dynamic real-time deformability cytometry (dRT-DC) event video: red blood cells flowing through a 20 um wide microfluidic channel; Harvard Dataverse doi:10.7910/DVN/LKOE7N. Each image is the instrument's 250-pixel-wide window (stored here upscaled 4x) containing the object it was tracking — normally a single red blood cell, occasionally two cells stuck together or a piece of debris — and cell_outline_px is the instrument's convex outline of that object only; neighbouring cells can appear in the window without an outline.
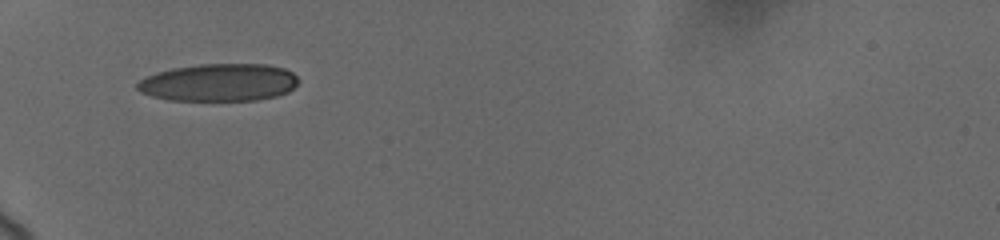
{"species": "human", "species_latin": "Homo sapiens", "temperature_condition": "cold", "stored_images_in_passage": 50, "camera_frame_rate_fps": 3000, "um_per_image_px": 0.085, "donor": {"sex": "female"}, "frame": {"image": 1, "passage_image": 1, "time_ms": 0.0, "image_size_px": [1000, 240], "cell_outline_px": [[300, 80], [288, 92], [276, 96], [256, 100], [168, 100], [152, 96], [140, 92], [136, 88], [136, 84], [140, 80], [156, 72], [172, 68], [200, 64], [268, 64], [284, 68], [292, 72]], "centroid_in_image_um": [18.61, 7.0], "position_along_channel_um": 66.4, "area_um2": 35.32}}
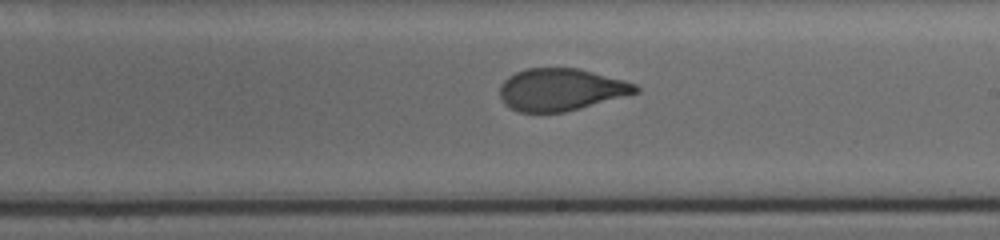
{"frame": {"image": 2, "passage_image": 19, "time_ms": 5.0, "image_size_px": [1000, 240], "cell_outline_px": [[640, 92], [580, 108], [564, 112], [520, 112], [508, 108], [504, 104], [500, 96], [500, 84], [508, 76], [516, 72], [528, 68], [580, 68], [624, 80], [636, 84], [640, 88]], "centroid_in_image_um": [47.67, 7.61], "position_along_channel_um": 241.3, "area_um2": 33.52}}
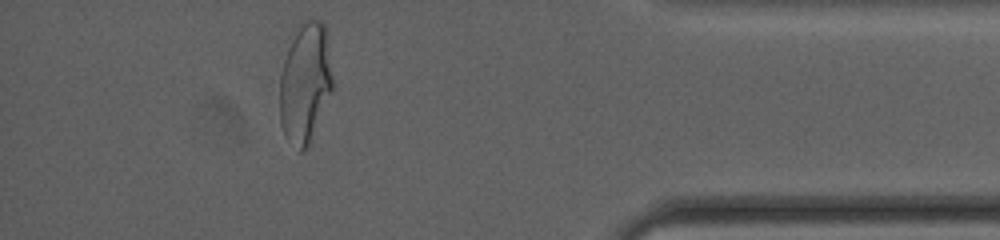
{"frame": {"image": 3, "passage_image": 44, "time_ms": 10.333, "image_size_px": [1000, 240], "cell_outline_px": [[332, 88], [312, 140], [300, 152], [284, 132], [280, 124], [280, 76], [284, 60], [288, 48], [300, 20], [320, 20], [324, 24], [328, 36], [332, 76]], "centroid_in_image_um": [25.95, 7.0], "position_along_channel_um": 409.3, "area_um2": 36.76}, "authors_computed_cell_mechanics": {"area_um2": 35.0846, "velocity_mm_per_s": 3.6904, "shape_relaxation_time_tau1_ms": null, "shape_relaxation_time_tau2_ms": 0.7152, "deformation_change_tau1": null, "deformation_change_tau2": 0.0665}}